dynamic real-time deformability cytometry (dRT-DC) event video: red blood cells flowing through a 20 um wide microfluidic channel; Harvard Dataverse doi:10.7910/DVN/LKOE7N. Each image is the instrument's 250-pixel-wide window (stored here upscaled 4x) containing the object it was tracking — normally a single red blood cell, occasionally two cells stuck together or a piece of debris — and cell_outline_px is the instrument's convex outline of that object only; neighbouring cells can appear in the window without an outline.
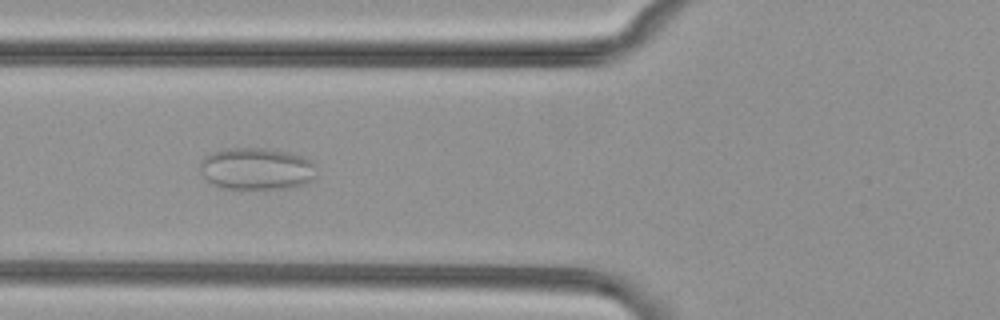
{"species": "common noctule bat (a hibernating species)", "species_latin": "Nyctalus noctula", "temperature_condition": "cold", "stored_images_in_passage": 39, "segment_of_instrument_passage": [1, 2], "camera_frame_rate_fps": 3000, "um_per_image_px": 0.085, "animal": {"sex": "female", "body_mass_g": 29.2, "forearm_length_mm": 56.3}, "frame": {"image": 1, "passage_image": 11, "time_ms": 3.333, "image_size_px": [1000, 320], "cell_outline_px": [[316, 176], [308, 184], [288, 188], [224, 188], [212, 184], [200, 172], [200, 160], [208, 152], [224, 148], [264, 148], [288, 152], [312, 160], [316, 164]], "centroid_in_image_um": [21.81, 14.33], "position_along_channel_um": 104.0, "area_um2": 28.9}}
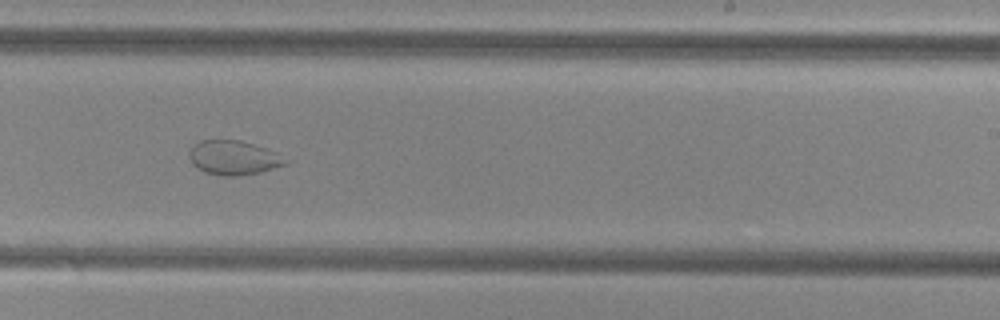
{"frame": {"image": 2, "passage_image": 24, "time_ms": 7.667, "image_size_px": [1000, 320], "cell_outline_px": [[288, 164], [260, 172], [236, 176], [224, 176], [204, 172], [196, 168], [192, 164], [188, 156], [188, 152], [200, 140], [240, 140], [280, 152], [288, 160]], "centroid_in_image_um": [19.88, 13.41], "position_along_channel_um": 269.1, "area_um2": 19.48}}
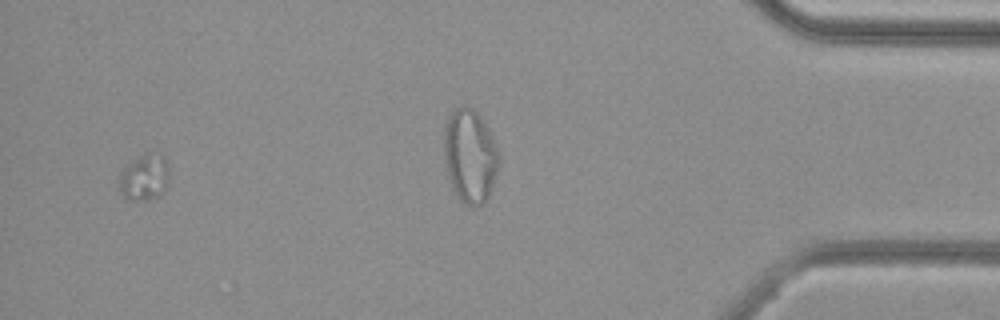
{"frame": {"image": 3, "passage_image": 36, "time_ms": 11.667, "image_size_px": [1000, 320], "cell_outline_px": [[168, 184], [160, 196], [148, 200], [128, 200], [120, 196], [120, 172], [128, 164], [144, 152], [164, 156], [168, 160]], "centroid_in_image_um": [12.28, 15.09], "position_along_channel_um": 422.9, "area_um2": 13.7}}